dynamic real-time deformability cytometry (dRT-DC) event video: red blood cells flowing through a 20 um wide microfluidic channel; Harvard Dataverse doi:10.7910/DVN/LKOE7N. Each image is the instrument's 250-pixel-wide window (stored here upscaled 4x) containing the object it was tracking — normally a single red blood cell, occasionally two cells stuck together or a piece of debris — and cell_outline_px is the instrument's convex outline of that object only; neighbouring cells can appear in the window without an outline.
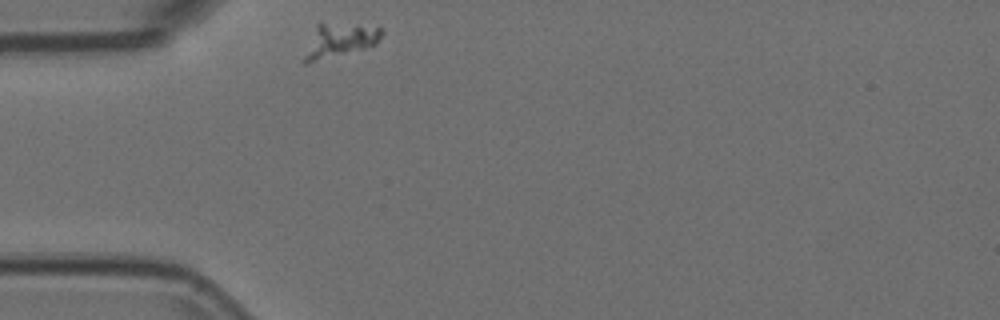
{"species": "Egyptian fruit bat (a non-hibernating species)", "species_latin": "Rousettus aegyptiacus", "temperature_condition": "room temperature", "stored_images_in_passage": 33, "camera_frame_rate_fps": 3000, "um_per_image_px": 0.085, "animal": {"sex": "female"}, "frame": {"image": 1, "passage_image": 1, "time_ms": 0.0, "image_size_px": [1000, 320], "cell_outline_px": [[384, 32], [376, 44], [364, 48], [308, 64], [304, 64], [300, 60], [316, 24], [324, 24], [380, 28]], "centroid_in_image_um": [28.75, 3.5], "position_along_channel_um": 56.3, "area_um2": 14.85}}
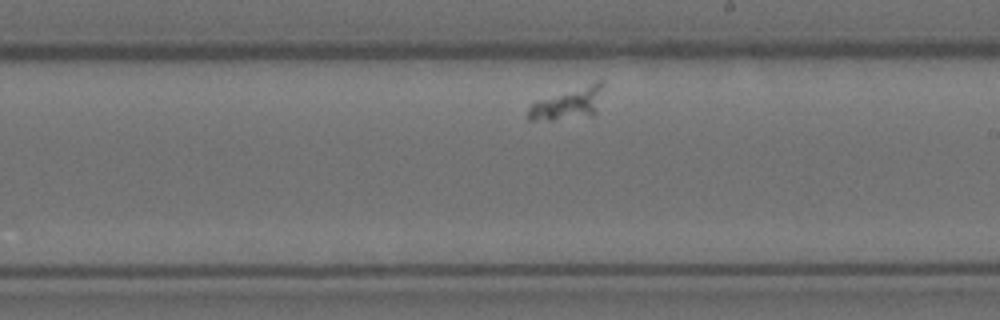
{"frame": {"image": 2, "passage_image": 19, "time_ms": 6.0, "image_size_px": [1000, 320], "cell_outline_px": [[604, 84], [596, 116], [552, 120], [528, 120], [524, 116], [528, 108], [532, 104], [540, 100], [600, 80], [604, 80]], "centroid_in_image_um": [48.32, 8.84], "position_along_channel_um": 240.7, "area_um2": 13.99}}
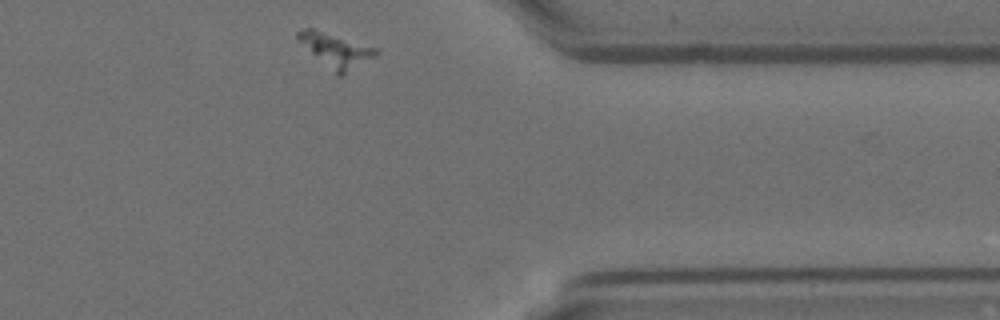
{"frame": {"image": 3, "passage_image": 33, "time_ms": 10.667, "image_size_px": [1000, 320], "cell_outline_px": [[380, 52], [376, 56], [340, 76], [336, 76], [296, 40], [296, 32], [304, 28], [312, 28], [380, 48]], "centroid_in_image_um": [28.54, 4.27], "position_along_channel_um": 382.9, "area_um2": 15.66}}